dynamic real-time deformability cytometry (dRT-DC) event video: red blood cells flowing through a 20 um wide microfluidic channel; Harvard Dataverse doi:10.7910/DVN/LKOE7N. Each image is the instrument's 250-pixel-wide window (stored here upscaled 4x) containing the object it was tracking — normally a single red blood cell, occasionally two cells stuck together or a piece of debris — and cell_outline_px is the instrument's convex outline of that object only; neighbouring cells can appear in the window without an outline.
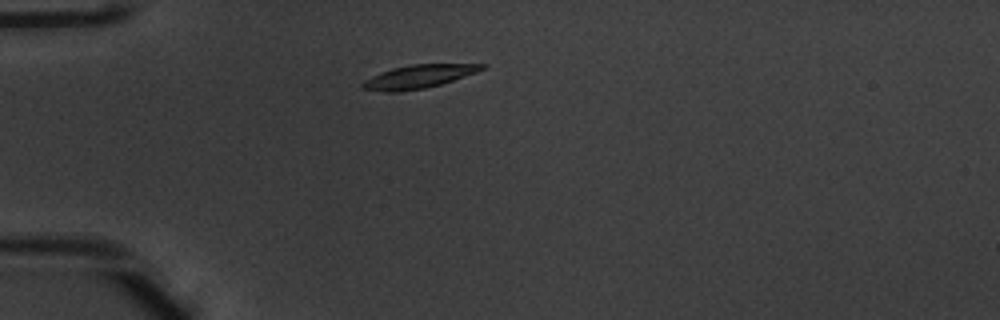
{"species": "common noctule bat (a hibernating species)", "species_latin": "Nyctalus noctula", "temperature_condition": "warm", "stored_images_in_passage": 39, "camera_frame_rate_fps": 3000, "um_per_image_px": 0.085, "animal": {"sex": "male", "body_mass_g": 20.1, "forearm_length_mm": 53.5}, "frame": {"image": 1, "passage_image": 1, "time_ms": 0.0, "image_size_px": [1000, 320], "cell_outline_px": [[484, 68], [476, 72], [440, 84], [424, 88], [396, 92], [388, 92], [360, 88], [360, 84], [364, 80], [380, 72], [392, 68], [412, 64], [484, 64]], "centroid_in_image_um": [35.5, 6.51], "position_along_channel_um": 49.5, "area_um2": 15.95}}
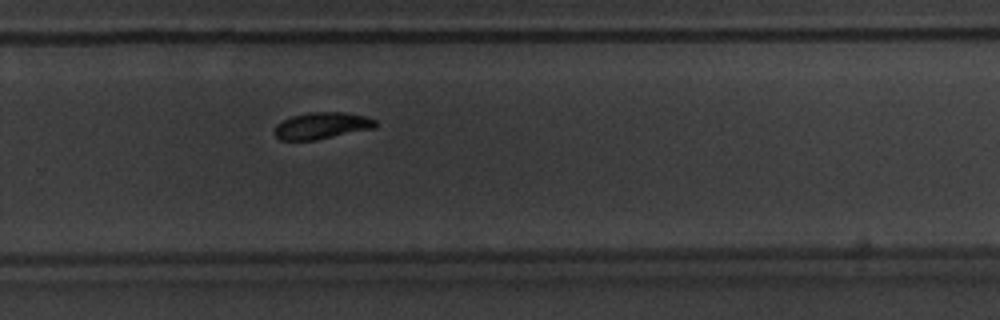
{"frame": {"image": 2, "passage_image": 22, "time_ms": 7.0, "image_size_px": [1000, 320], "cell_outline_px": [[376, 128], [316, 140], [280, 140], [276, 136], [276, 124], [292, 116], [308, 112], [348, 112], [368, 116], [376, 120]], "centroid_in_image_um": [27.41, 10.67], "position_along_channel_um": 302.4, "area_um2": 15.78}}
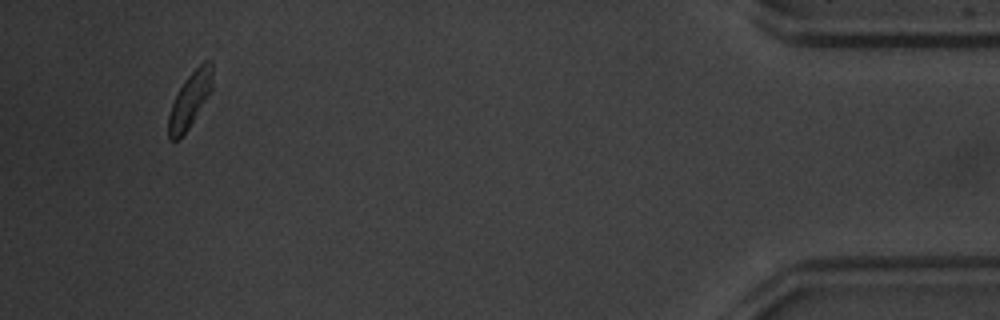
{"frame": {"image": 3, "passage_image": 36, "time_ms": 11.667, "image_size_px": [1000, 320], "cell_outline_px": [[212, 88], [188, 128], [176, 140], [168, 140], [168, 116], [172, 104], [180, 88], [188, 76], [204, 60], [212, 60]], "centroid_in_image_um": [16.13, 8.47], "position_along_channel_um": 419.1, "area_um2": 13.64}, "authors_computed_cell_mechanics": {"area_um2": 16.2418, "velocity_mm_per_s": 3.8899, "shape_relaxation_time_tau1_ms": 2.2309, "shape_relaxation_time_tau2_ms": 6.1617, "deformation_change_tau1": 0.1234, "deformation_change_tau2": 0.1037}}